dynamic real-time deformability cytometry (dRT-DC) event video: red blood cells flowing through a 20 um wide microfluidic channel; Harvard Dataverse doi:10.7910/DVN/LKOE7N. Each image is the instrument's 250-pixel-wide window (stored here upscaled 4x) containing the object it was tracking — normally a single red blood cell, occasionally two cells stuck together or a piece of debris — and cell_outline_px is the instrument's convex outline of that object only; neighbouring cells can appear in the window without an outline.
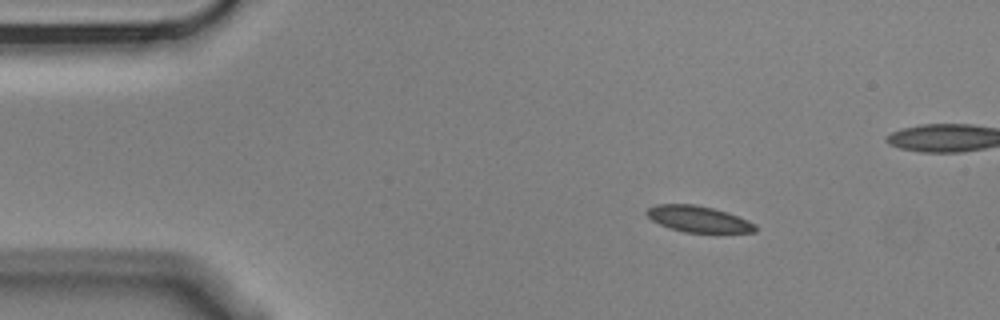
{"species": "Egyptian fruit bat (a non-hibernating species)", "species_latin": "Rousettus aegyptiacus", "temperature_condition": "cold", "stored_images_in_passage": 14, "camera_frame_rate_fps": 3000, "um_per_image_px": 0.085, "animal": {"sex": "male"}, "frame": {"image": 1, "passage_image": 1, "time_ms": 0.0, "image_size_px": [1000, 320], "cell_outline_px": [[756, 232], [684, 232], [668, 228], [652, 220], [644, 212], [648, 208], [656, 204], [696, 204], [728, 212], [748, 220], [756, 224]], "centroid_in_image_um": [59.35, 18.61], "position_along_channel_um": 25.7, "area_um2": 16.59}}
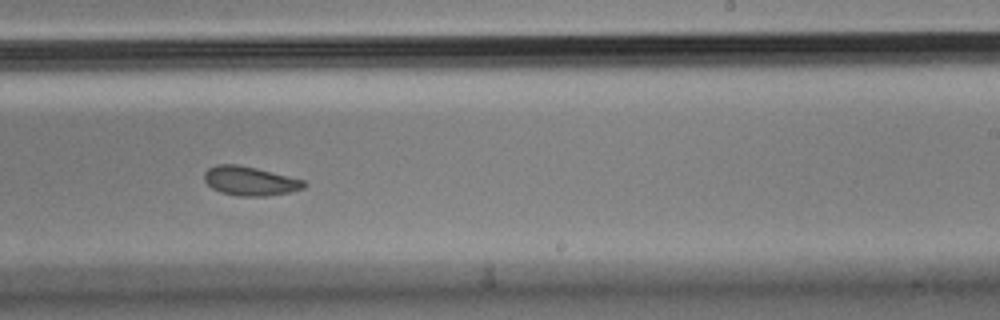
{"frame": {"image": 2, "passage_image": 8, "time_ms": 2.333, "image_size_px": [1000, 320], "cell_outline_px": [[308, 184], [304, 188], [288, 192], [268, 196], [236, 196], [220, 192], [212, 188], [204, 180], [204, 172], [208, 168], [216, 164], [236, 164], [256, 168], [304, 180]], "centroid_in_image_um": [21.23, 15.38], "position_along_channel_um": 267.8, "area_um2": 16.94}}
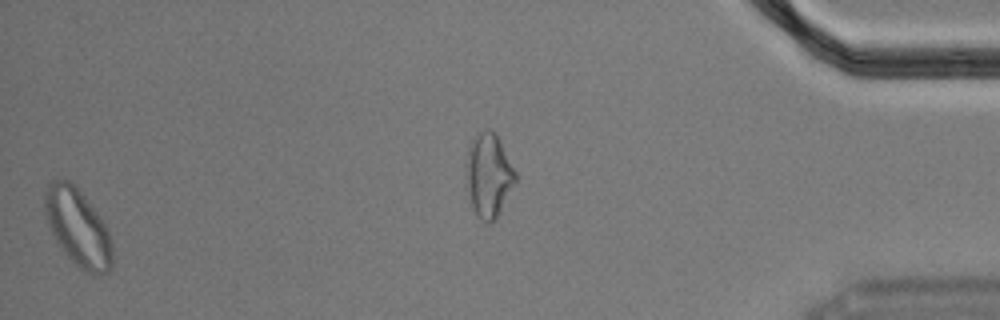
{"frame": {"image": 3, "passage_image": 13, "time_ms": 4.0, "image_size_px": [1000, 320], "cell_outline_px": [[112, 268], [108, 272], [100, 276], [92, 276], [84, 272], [60, 248], [48, 224], [44, 212], [44, 192], [48, 184], [56, 180], [68, 180], [84, 196], [104, 220], [108, 228], [112, 244]], "centroid_in_image_um": [6.65, 19.39], "position_along_channel_um": 428.6, "area_um2": 30.63}}